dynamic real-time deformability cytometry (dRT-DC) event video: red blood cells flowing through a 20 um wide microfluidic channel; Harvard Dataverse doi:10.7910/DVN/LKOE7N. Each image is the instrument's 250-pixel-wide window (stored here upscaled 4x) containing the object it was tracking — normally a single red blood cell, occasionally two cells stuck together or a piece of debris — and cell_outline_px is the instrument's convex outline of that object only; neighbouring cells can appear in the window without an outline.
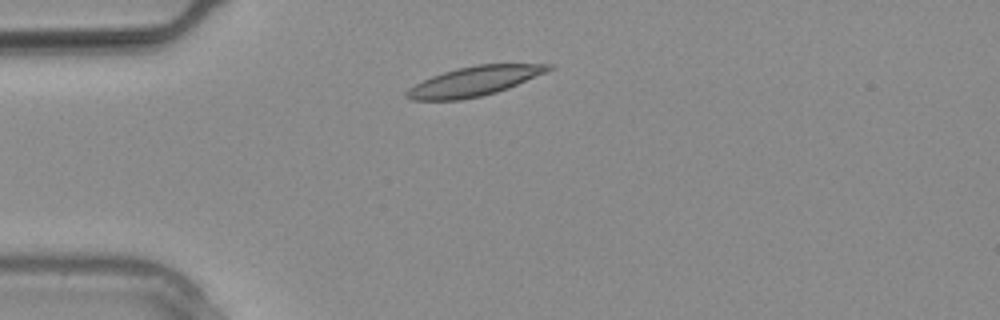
{"species": "common noctule bat (a hibernating species)", "species_latin": "Nyctalus noctula", "temperature_condition": "warm", "stored_images_in_passage": 6, "camera_frame_rate_fps": 3000, "um_per_image_px": 0.085, "animal": {"sex": "male", "body_mass_g": 20.4}, "frame": {"image": 1, "passage_image": 3, "time_ms": 0.667, "image_size_px": [1000, 320], "cell_outline_px": [[552, 68], [548, 72], [508, 88], [496, 92], [480, 96], [460, 100], [412, 100], [404, 96], [404, 92], [408, 88], [432, 76], [456, 68], [476, 64], [552, 64]], "centroid_in_image_um": [40.31, 6.9], "position_along_channel_um": 44.7, "area_um2": 24.33}}